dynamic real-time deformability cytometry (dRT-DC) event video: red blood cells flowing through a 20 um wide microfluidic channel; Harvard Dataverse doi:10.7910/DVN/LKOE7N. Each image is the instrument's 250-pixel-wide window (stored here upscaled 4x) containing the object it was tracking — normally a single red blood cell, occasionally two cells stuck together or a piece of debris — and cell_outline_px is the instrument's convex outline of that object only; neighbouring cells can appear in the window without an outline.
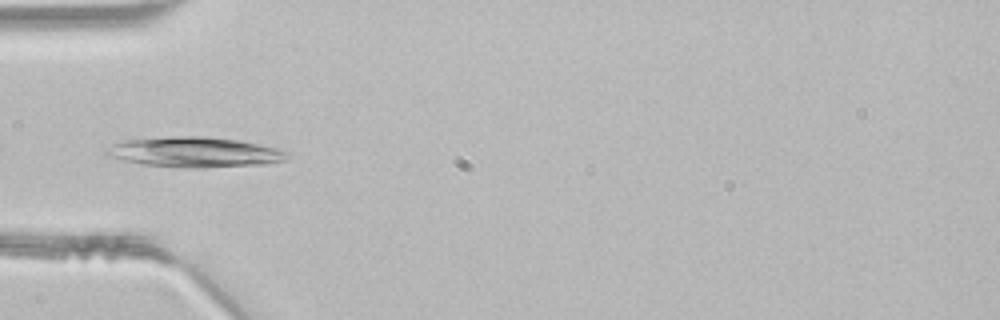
{"species": "common noctule bat (a hibernating species)", "species_latin": "Nyctalus noctula", "temperature_condition": "room temperature", "stored_images_in_passage": 46, "camera_frame_rate_fps": 3000, "um_per_image_px": 0.085, "animal": {"sex": "male", "body_mass_g": 21.5, "forearm_length_mm": 52.0}, "frame": {"image": 1, "passage_image": 14, "time_ms": 4.333, "image_size_px": [1000, 320], "cell_outline_px": [[288, 160], [264, 164], [204, 168], [180, 168], [140, 164], [108, 156], [104, 152], [104, 148], [124, 140], [176, 136], [208, 136], [236, 140], [256, 144], [288, 152]], "centroid_in_image_um": [16.5, 12.94], "position_along_channel_um": 68.5, "area_um2": 31.85}}
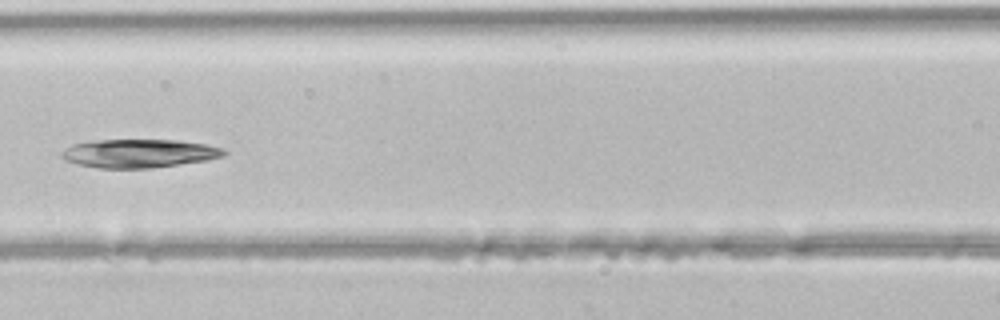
{"frame": {"image": 2, "passage_image": 20, "time_ms": 6.333, "image_size_px": [1000, 320], "cell_outline_px": [[228, 152], [224, 156], [208, 160], [152, 168], [96, 168], [76, 164], [64, 160], [60, 156], [60, 152], [64, 148], [72, 144], [96, 140], [176, 140], [204, 144], [224, 148]], "centroid_in_image_um": [11.79, 13.04], "position_along_channel_um": 154.8, "area_um2": 27.17}}
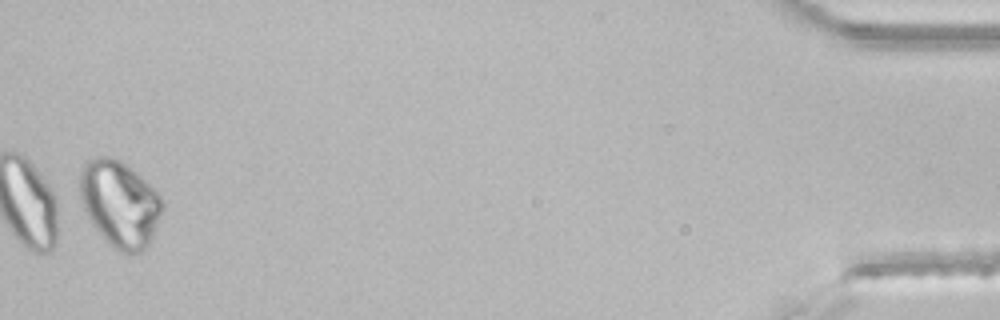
{"frame": {"image": 3, "passage_image": 45, "time_ms": 14.667, "image_size_px": [1000, 320], "cell_outline_px": [[164, 204], [152, 240], [140, 252], [128, 256], [112, 248], [108, 244], [92, 224], [80, 200], [80, 168], [84, 160], [96, 156], [108, 156], [120, 160], [136, 172], [160, 196]], "centroid_in_image_um": [10.15, 17.32], "position_along_channel_um": 425.0, "area_um2": 41.73}}